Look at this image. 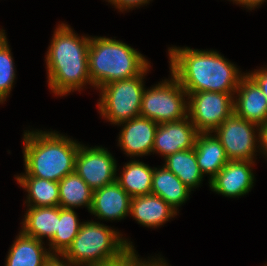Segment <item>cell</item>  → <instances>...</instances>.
<instances>
[{
	"mask_svg": "<svg viewBox=\"0 0 267 266\" xmlns=\"http://www.w3.org/2000/svg\"><path fill=\"white\" fill-rule=\"evenodd\" d=\"M121 232L99 221L82 223L71 246L63 254L75 266H100L121 258L134 245Z\"/></svg>",
	"mask_w": 267,
	"mask_h": 266,
	"instance_id": "5",
	"label": "cell"
},
{
	"mask_svg": "<svg viewBox=\"0 0 267 266\" xmlns=\"http://www.w3.org/2000/svg\"><path fill=\"white\" fill-rule=\"evenodd\" d=\"M117 164L107 148L81 143L75 158V172L94 191L116 181Z\"/></svg>",
	"mask_w": 267,
	"mask_h": 266,
	"instance_id": "10",
	"label": "cell"
},
{
	"mask_svg": "<svg viewBox=\"0 0 267 266\" xmlns=\"http://www.w3.org/2000/svg\"><path fill=\"white\" fill-rule=\"evenodd\" d=\"M177 213L164 199L157 195L137 196L131 198L130 201L129 216L144 227H161L174 218Z\"/></svg>",
	"mask_w": 267,
	"mask_h": 266,
	"instance_id": "16",
	"label": "cell"
},
{
	"mask_svg": "<svg viewBox=\"0 0 267 266\" xmlns=\"http://www.w3.org/2000/svg\"><path fill=\"white\" fill-rule=\"evenodd\" d=\"M58 186L60 207L74 209L85 206L90 211L94 191L75 171L61 179Z\"/></svg>",
	"mask_w": 267,
	"mask_h": 266,
	"instance_id": "22",
	"label": "cell"
},
{
	"mask_svg": "<svg viewBox=\"0 0 267 266\" xmlns=\"http://www.w3.org/2000/svg\"><path fill=\"white\" fill-rule=\"evenodd\" d=\"M118 126H122L118 135V146L127 157L135 159L152 153L157 122L139 116L122 122Z\"/></svg>",
	"mask_w": 267,
	"mask_h": 266,
	"instance_id": "13",
	"label": "cell"
},
{
	"mask_svg": "<svg viewBox=\"0 0 267 266\" xmlns=\"http://www.w3.org/2000/svg\"><path fill=\"white\" fill-rule=\"evenodd\" d=\"M44 266H75V265L71 261H69L63 254H51L45 260Z\"/></svg>",
	"mask_w": 267,
	"mask_h": 266,
	"instance_id": "30",
	"label": "cell"
},
{
	"mask_svg": "<svg viewBox=\"0 0 267 266\" xmlns=\"http://www.w3.org/2000/svg\"><path fill=\"white\" fill-rule=\"evenodd\" d=\"M194 150L201 173L203 176L209 175L208 183L229 161L221 142L213 132L199 133Z\"/></svg>",
	"mask_w": 267,
	"mask_h": 266,
	"instance_id": "17",
	"label": "cell"
},
{
	"mask_svg": "<svg viewBox=\"0 0 267 266\" xmlns=\"http://www.w3.org/2000/svg\"><path fill=\"white\" fill-rule=\"evenodd\" d=\"M15 239L6 255L5 266H44L51 255L44 241L27 236L21 230Z\"/></svg>",
	"mask_w": 267,
	"mask_h": 266,
	"instance_id": "18",
	"label": "cell"
},
{
	"mask_svg": "<svg viewBox=\"0 0 267 266\" xmlns=\"http://www.w3.org/2000/svg\"><path fill=\"white\" fill-rule=\"evenodd\" d=\"M5 30L4 29H0V39L5 35Z\"/></svg>",
	"mask_w": 267,
	"mask_h": 266,
	"instance_id": "34",
	"label": "cell"
},
{
	"mask_svg": "<svg viewBox=\"0 0 267 266\" xmlns=\"http://www.w3.org/2000/svg\"><path fill=\"white\" fill-rule=\"evenodd\" d=\"M164 161L163 166L173 172L192 191L201 185L204 176L197 164L194 148L173 153L164 158Z\"/></svg>",
	"mask_w": 267,
	"mask_h": 266,
	"instance_id": "24",
	"label": "cell"
},
{
	"mask_svg": "<svg viewBox=\"0 0 267 266\" xmlns=\"http://www.w3.org/2000/svg\"><path fill=\"white\" fill-rule=\"evenodd\" d=\"M150 67L151 65L136 77L114 81L100 87V98L97 103L100 117L113 125L139 117L142 95L146 88L143 79Z\"/></svg>",
	"mask_w": 267,
	"mask_h": 266,
	"instance_id": "6",
	"label": "cell"
},
{
	"mask_svg": "<svg viewBox=\"0 0 267 266\" xmlns=\"http://www.w3.org/2000/svg\"><path fill=\"white\" fill-rule=\"evenodd\" d=\"M154 168L139 160H131L123 166L116 181L131 198L151 194Z\"/></svg>",
	"mask_w": 267,
	"mask_h": 266,
	"instance_id": "21",
	"label": "cell"
},
{
	"mask_svg": "<svg viewBox=\"0 0 267 266\" xmlns=\"http://www.w3.org/2000/svg\"><path fill=\"white\" fill-rule=\"evenodd\" d=\"M170 73L186 92L235 93L246 73L216 50L168 48Z\"/></svg>",
	"mask_w": 267,
	"mask_h": 266,
	"instance_id": "1",
	"label": "cell"
},
{
	"mask_svg": "<svg viewBox=\"0 0 267 266\" xmlns=\"http://www.w3.org/2000/svg\"><path fill=\"white\" fill-rule=\"evenodd\" d=\"M150 62L139 51L120 40L92 36L88 50V70L96 90L105 84L140 75Z\"/></svg>",
	"mask_w": 267,
	"mask_h": 266,
	"instance_id": "4",
	"label": "cell"
},
{
	"mask_svg": "<svg viewBox=\"0 0 267 266\" xmlns=\"http://www.w3.org/2000/svg\"><path fill=\"white\" fill-rule=\"evenodd\" d=\"M191 191L165 166L154 167L151 194L160 196L178 213L179 207L189 199Z\"/></svg>",
	"mask_w": 267,
	"mask_h": 266,
	"instance_id": "19",
	"label": "cell"
},
{
	"mask_svg": "<svg viewBox=\"0 0 267 266\" xmlns=\"http://www.w3.org/2000/svg\"><path fill=\"white\" fill-rule=\"evenodd\" d=\"M131 196L117 181L94 190L90 213L97 220H122L130 214Z\"/></svg>",
	"mask_w": 267,
	"mask_h": 266,
	"instance_id": "15",
	"label": "cell"
},
{
	"mask_svg": "<svg viewBox=\"0 0 267 266\" xmlns=\"http://www.w3.org/2000/svg\"><path fill=\"white\" fill-rule=\"evenodd\" d=\"M188 117L199 133L214 132L234 113V93L187 92Z\"/></svg>",
	"mask_w": 267,
	"mask_h": 266,
	"instance_id": "9",
	"label": "cell"
},
{
	"mask_svg": "<svg viewBox=\"0 0 267 266\" xmlns=\"http://www.w3.org/2000/svg\"><path fill=\"white\" fill-rule=\"evenodd\" d=\"M83 222L74 209H66L58 206V225L54 237L48 242L51 254H64L71 246L74 238Z\"/></svg>",
	"mask_w": 267,
	"mask_h": 266,
	"instance_id": "25",
	"label": "cell"
},
{
	"mask_svg": "<svg viewBox=\"0 0 267 266\" xmlns=\"http://www.w3.org/2000/svg\"><path fill=\"white\" fill-rule=\"evenodd\" d=\"M110 5L117 8L119 12L129 11L130 9L140 8L145 4H149L152 0H106Z\"/></svg>",
	"mask_w": 267,
	"mask_h": 266,
	"instance_id": "28",
	"label": "cell"
},
{
	"mask_svg": "<svg viewBox=\"0 0 267 266\" xmlns=\"http://www.w3.org/2000/svg\"><path fill=\"white\" fill-rule=\"evenodd\" d=\"M233 107L236 116L260 127L267 122V98L247 73L234 93Z\"/></svg>",
	"mask_w": 267,
	"mask_h": 266,
	"instance_id": "14",
	"label": "cell"
},
{
	"mask_svg": "<svg viewBox=\"0 0 267 266\" xmlns=\"http://www.w3.org/2000/svg\"><path fill=\"white\" fill-rule=\"evenodd\" d=\"M161 266H169L163 257L161 258Z\"/></svg>",
	"mask_w": 267,
	"mask_h": 266,
	"instance_id": "33",
	"label": "cell"
},
{
	"mask_svg": "<svg viewBox=\"0 0 267 266\" xmlns=\"http://www.w3.org/2000/svg\"><path fill=\"white\" fill-rule=\"evenodd\" d=\"M150 88L142 95L140 116L158 124L174 122L188 117V94L172 75Z\"/></svg>",
	"mask_w": 267,
	"mask_h": 266,
	"instance_id": "7",
	"label": "cell"
},
{
	"mask_svg": "<svg viewBox=\"0 0 267 266\" xmlns=\"http://www.w3.org/2000/svg\"><path fill=\"white\" fill-rule=\"evenodd\" d=\"M199 132L189 117L158 124L152 153L166 158L173 153L194 148Z\"/></svg>",
	"mask_w": 267,
	"mask_h": 266,
	"instance_id": "12",
	"label": "cell"
},
{
	"mask_svg": "<svg viewBox=\"0 0 267 266\" xmlns=\"http://www.w3.org/2000/svg\"><path fill=\"white\" fill-rule=\"evenodd\" d=\"M253 165H256L255 161H228L208 186L211 191L225 197H242L254 186Z\"/></svg>",
	"mask_w": 267,
	"mask_h": 266,
	"instance_id": "11",
	"label": "cell"
},
{
	"mask_svg": "<svg viewBox=\"0 0 267 266\" xmlns=\"http://www.w3.org/2000/svg\"><path fill=\"white\" fill-rule=\"evenodd\" d=\"M22 220L21 231L31 237L48 242L54 237L58 225V206L31 207L27 206Z\"/></svg>",
	"mask_w": 267,
	"mask_h": 266,
	"instance_id": "20",
	"label": "cell"
},
{
	"mask_svg": "<svg viewBox=\"0 0 267 266\" xmlns=\"http://www.w3.org/2000/svg\"><path fill=\"white\" fill-rule=\"evenodd\" d=\"M140 258L135 248L132 247L121 258L100 266H155L162 257L161 254L156 258L154 256L153 258L148 257L147 261Z\"/></svg>",
	"mask_w": 267,
	"mask_h": 266,
	"instance_id": "27",
	"label": "cell"
},
{
	"mask_svg": "<svg viewBox=\"0 0 267 266\" xmlns=\"http://www.w3.org/2000/svg\"><path fill=\"white\" fill-rule=\"evenodd\" d=\"M266 0H235L233 3L236 5H239L241 7H244L248 10H253L261 6Z\"/></svg>",
	"mask_w": 267,
	"mask_h": 266,
	"instance_id": "32",
	"label": "cell"
},
{
	"mask_svg": "<svg viewBox=\"0 0 267 266\" xmlns=\"http://www.w3.org/2000/svg\"><path fill=\"white\" fill-rule=\"evenodd\" d=\"M15 179L17 180V184L28 193L24 201L26 206H59L58 182L36 177H15Z\"/></svg>",
	"mask_w": 267,
	"mask_h": 266,
	"instance_id": "23",
	"label": "cell"
},
{
	"mask_svg": "<svg viewBox=\"0 0 267 266\" xmlns=\"http://www.w3.org/2000/svg\"><path fill=\"white\" fill-rule=\"evenodd\" d=\"M260 128L233 113L213 133L221 142L229 161H255L254 156L259 152Z\"/></svg>",
	"mask_w": 267,
	"mask_h": 266,
	"instance_id": "8",
	"label": "cell"
},
{
	"mask_svg": "<svg viewBox=\"0 0 267 266\" xmlns=\"http://www.w3.org/2000/svg\"><path fill=\"white\" fill-rule=\"evenodd\" d=\"M260 87L261 91L267 98V66L254 71L246 72Z\"/></svg>",
	"mask_w": 267,
	"mask_h": 266,
	"instance_id": "29",
	"label": "cell"
},
{
	"mask_svg": "<svg viewBox=\"0 0 267 266\" xmlns=\"http://www.w3.org/2000/svg\"><path fill=\"white\" fill-rule=\"evenodd\" d=\"M6 34L0 39V103L4 104L16 79V68Z\"/></svg>",
	"mask_w": 267,
	"mask_h": 266,
	"instance_id": "26",
	"label": "cell"
},
{
	"mask_svg": "<svg viewBox=\"0 0 267 266\" xmlns=\"http://www.w3.org/2000/svg\"><path fill=\"white\" fill-rule=\"evenodd\" d=\"M53 33L45 56L47 84L51 92L62 97L80 92L87 85L94 88L88 70L91 36H79L70 25L62 22Z\"/></svg>",
	"mask_w": 267,
	"mask_h": 266,
	"instance_id": "2",
	"label": "cell"
},
{
	"mask_svg": "<svg viewBox=\"0 0 267 266\" xmlns=\"http://www.w3.org/2000/svg\"><path fill=\"white\" fill-rule=\"evenodd\" d=\"M25 172L16 177H36L59 182L75 171V158L80 143L58 131L40 129L23 133Z\"/></svg>",
	"mask_w": 267,
	"mask_h": 266,
	"instance_id": "3",
	"label": "cell"
},
{
	"mask_svg": "<svg viewBox=\"0 0 267 266\" xmlns=\"http://www.w3.org/2000/svg\"><path fill=\"white\" fill-rule=\"evenodd\" d=\"M259 153L267 158V122L260 128Z\"/></svg>",
	"mask_w": 267,
	"mask_h": 266,
	"instance_id": "31",
	"label": "cell"
}]
</instances>
